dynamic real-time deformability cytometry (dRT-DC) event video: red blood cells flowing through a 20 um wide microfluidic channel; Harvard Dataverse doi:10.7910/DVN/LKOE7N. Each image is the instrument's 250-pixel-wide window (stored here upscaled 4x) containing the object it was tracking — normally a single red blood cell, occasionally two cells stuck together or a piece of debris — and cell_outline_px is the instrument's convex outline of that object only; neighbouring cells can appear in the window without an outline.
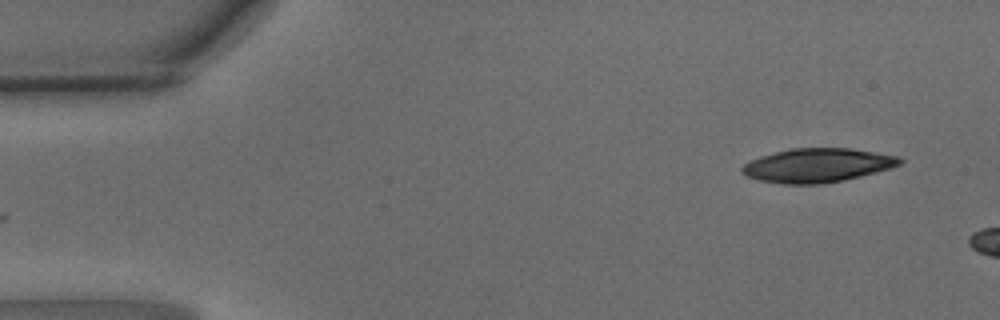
{"species": "common noctule bat (a hibernating species)", "species_latin": "Nyctalus noctula", "temperature_condition": "warm", "stored_images_in_passage": 5, "camera_frame_rate_fps": 3000, "um_per_image_px": 0.085, "animal": {"sex": "male", "body_mass_g": 15.6}, "frame": {"image": 1, "passage_image": 1, "time_ms": 0.0, "image_size_px": [1000, 320], "cell_outline_px": [[904, 160], [900, 164], [892, 168], [844, 180], [820, 184], [784, 184], [760, 180], [748, 176], [740, 172], [740, 168], [744, 164], [760, 156], [792, 148], [848, 148], [900, 156]], "centroid_in_image_um": [69.5, 14.05], "position_along_channel_um": 15.5, "area_um2": 31.1}}